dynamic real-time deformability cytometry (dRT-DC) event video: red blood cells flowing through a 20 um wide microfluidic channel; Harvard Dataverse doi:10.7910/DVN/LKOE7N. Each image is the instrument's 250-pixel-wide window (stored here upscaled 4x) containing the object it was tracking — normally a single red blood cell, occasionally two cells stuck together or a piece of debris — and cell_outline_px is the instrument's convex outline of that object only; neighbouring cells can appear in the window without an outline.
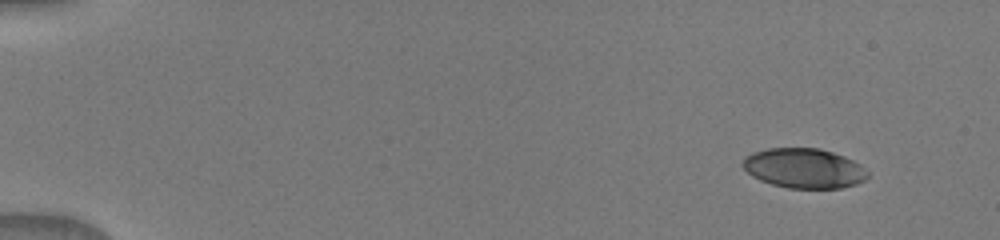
{"species": "human", "species_latin": "Homo sapiens", "temperature_condition": "warm", "stored_images_in_passage": 8, "camera_frame_rate_fps": 3000, "um_per_image_px": 0.085, "donor": {"sex": "male"}, "frame": {"image": 1, "passage_image": 1, "time_ms": 0.0, "image_size_px": [1000, 240], "cell_outline_px": [[868, 176], [864, 180], [856, 184], [840, 188], [788, 188], [772, 184], [760, 180], [752, 176], [740, 164], [744, 156], [752, 152], [768, 148], [820, 148], [844, 156], [860, 164], [868, 172]], "centroid_in_image_um": [68.31, 14.29], "position_along_channel_um": 16.7, "area_um2": 29.07}}
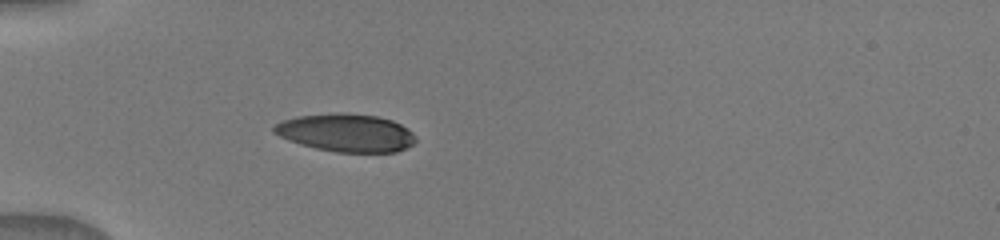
{"frame": {"image": 2, "passage_image": 5, "time_ms": 4.0, "image_size_px": [1000, 240], "cell_outline_px": [[416, 140], [412, 144], [396, 152], [336, 152], [316, 148], [300, 144], [288, 140], [272, 132], [272, 128], [280, 120], [296, 116], [340, 112], [376, 116], [392, 120], [408, 128], [416, 136]], "centroid_in_image_um": [29.4, 11.28], "position_along_channel_um": 55.6, "area_um2": 31.39}}
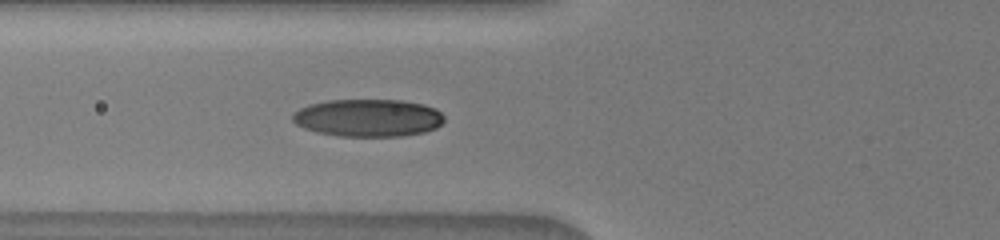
{"frame": {"image": 3, "passage_image": 8, "time_ms": 5.333, "image_size_px": [1000, 240], "cell_outline_px": [[444, 120], [436, 128], [424, 132], [400, 136], [340, 136], [316, 132], [304, 128], [296, 124], [292, 120], [292, 112], [308, 104], [328, 100], [400, 100], [424, 104], [436, 108], [444, 116]], "centroid_in_image_um": [31.27, 10.01], "position_along_channel_um": 94.5, "area_um2": 33.35}}